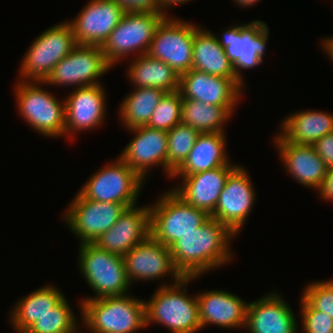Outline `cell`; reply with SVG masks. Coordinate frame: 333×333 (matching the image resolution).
I'll return each instance as SVG.
<instances>
[{
    "label": "cell",
    "instance_id": "1",
    "mask_svg": "<svg viewBox=\"0 0 333 333\" xmlns=\"http://www.w3.org/2000/svg\"><path fill=\"white\" fill-rule=\"evenodd\" d=\"M235 236L226 225L210 217L169 247L175 268L183 277H200L228 264L233 257L230 239Z\"/></svg>",
    "mask_w": 333,
    "mask_h": 333
},
{
    "label": "cell",
    "instance_id": "2",
    "mask_svg": "<svg viewBox=\"0 0 333 333\" xmlns=\"http://www.w3.org/2000/svg\"><path fill=\"white\" fill-rule=\"evenodd\" d=\"M198 277H183L179 282L163 283L145 302L146 328L150 323L165 326L170 333H196L202 329L197 295H187V285Z\"/></svg>",
    "mask_w": 333,
    "mask_h": 333
},
{
    "label": "cell",
    "instance_id": "3",
    "mask_svg": "<svg viewBox=\"0 0 333 333\" xmlns=\"http://www.w3.org/2000/svg\"><path fill=\"white\" fill-rule=\"evenodd\" d=\"M79 304L83 328L90 333H135L146 327L144 300L129 294L86 299Z\"/></svg>",
    "mask_w": 333,
    "mask_h": 333
},
{
    "label": "cell",
    "instance_id": "4",
    "mask_svg": "<svg viewBox=\"0 0 333 333\" xmlns=\"http://www.w3.org/2000/svg\"><path fill=\"white\" fill-rule=\"evenodd\" d=\"M14 87L19 115L39 134L65 137V100L41 88L43 82L17 80Z\"/></svg>",
    "mask_w": 333,
    "mask_h": 333
},
{
    "label": "cell",
    "instance_id": "5",
    "mask_svg": "<svg viewBox=\"0 0 333 333\" xmlns=\"http://www.w3.org/2000/svg\"><path fill=\"white\" fill-rule=\"evenodd\" d=\"M79 246L78 268L95 292V296L80 301L128 294L131 284L126 275L123 256L99 248L94 243Z\"/></svg>",
    "mask_w": 333,
    "mask_h": 333
},
{
    "label": "cell",
    "instance_id": "6",
    "mask_svg": "<svg viewBox=\"0 0 333 333\" xmlns=\"http://www.w3.org/2000/svg\"><path fill=\"white\" fill-rule=\"evenodd\" d=\"M150 236L170 247L183 235L195 231L209 218L205 211L186 203L172 189L149 205Z\"/></svg>",
    "mask_w": 333,
    "mask_h": 333
},
{
    "label": "cell",
    "instance_id": "7",
    "mask_svg": "<svg viewBox=\"0 0 333 333\" xmlns=\"http://www.w3.org/2000/svg\"><path fill=\"white\" fill-rule=\"evenodd\" d=\"M31 44L19 67L21 81L44 82L55 65L77 45L68 21L46 29Z\"/></svg>",
    "mask_w": 333,
    "mask_h": 333
},
{
    "label": "cell",
    "instance_id": "8",
    "mask_svg": "<svg viewBox=\"0 0 333 333\" xmlns=\"http://www.w3.org/2000/svg\"><path fill=\"white\" fill-rule=\"evenodd\" d=\"M166 15L154 12H125L102 45L107 62L114 67L127 55L147 54L156 27Z\"/></svg>",
    "mask_w": 333,
    "mask_h": 333
},
{
    "label": "cell",
    "instance_id": "9",
    "mask_svg": "<svg viewBox=\"0 0 333 333\" xmlns=\"http://www.w3.org/2000/svg\"><path fill=\"white\" fill-rule=\"evenodd\" d=\"M116 159L92 174L78 192L90 200L135 206L145 180L120 157Z\"/></svg>",
    "mask_w": 333,
    "mask_h": 333
},
{
    "label": "cell",
    "instance_id": "10",
    "mask_svg": "<svg viewBox=\"0 0 333 333\" xmlns=\"http://www.w3.org/2000/svg\"><path fill=\"white\" fill-rule=\"evenodd\" d=\"M193 23L165 16L156 27L147 54L168 64L179 76L192 69Z\"/></svg>",
    "mask_w": 333,
    "mask_h": 333
},
{
    "label": "cell",
    "instance_id": "11",
    "mask_svg": "<svg viewBox=\"0 0 333 333\" xmlns=\"http://www.w3.org/2000/svg\"><path fill=\"white\" fill-rule=\"evenodd\" d=\"M269 28L261 20L228 27L221 37L216 36L232 64L236 78L244 85L241 70L252 69L263 63Z\"/></svg>",
    "mask_w": 333,
    "mask_h": 333
},
{
    "label": "cell",
    "instance_id": "12",
    "mask_svg": "<svg viewBox=\"0 0 333 333\" xmlns=\"http://www.w3.org/2000/svg\"><path fill=\"white\" fill-rule=\"evenodd\" d=\"M68 205L63 222L79 238L80 244L94 243L117 222L127 208L121 203L86 199L79 192Z\"/></svg>",
    "mask_w": 333,
    "mask_h": 333
},
{
    "label": "cell",
    "instance_id": "13",
    "mask_svg": "<svg viewBox=\"0 0 333 333\" xmlns=\"http://www.w3.org/2000/svg\"><path fill=\"white\" fill-rule=\"evenodd\" d=\"M110 69L112 66L107 62L101 46L77 44L55 65L43 85H71L74 88L93 86L101 84L99 77Z\"/></svg>",
    "mask_w": 333,
    "mask_h": 333
},
{
    "label": "cell",
    "instance_id": "14",
    "mask_svg": "<svg viewBox=\"0 0 333 333\" xmlns=\"http://www.w3.org/2000/svg\"><path fill=\"white\" fill-rule=\"evenodd\" d=\"M237 78H224L191 69L180 75L179 92L183 99L224 107L232 116L245 88Z\"/></svg>",
    "mask_w": 333,
    "mask_h": 333
},
{
    "label": "cell",
    "instance_id": "15",
    "mask_svg": "<svg viewBox=\"0 0 333 333\" xmlns=\"http://www.w3.org/2000/svg\"><path fill=\"white\" fill-rule=\"evenodd\" d=\"M247 169L237 166L227 178L217 205L210 216L226 225L235 235L241 232L255 203V190Z\"/></svg>",
    "mask_w": 333,
    "mask_h": 333
},
{
    "label": "cell",
    "instance_id": "16",
    "mask_svg": "<svg viewBox=\"0 0 333 333\" xmlns=\"http://www.w3.org/2000/svg\"><path fill=\"white\" fill-rule=\"evenodd\" d=\"M126 275L131 286L133 282L155 281L171 275L174 283L183 276L175 268L169 247L149 236L123 256Z\"/></svg>",
    "mask_w": 333,
    "mask_h": 333
},
{
    "label": "cell",
    "instance_id": "17",
    "mask_svg": "<svg viewBox=\"0 0 333 333\" xmlns=\"http://www.w3.org/2000/svg\"><path fill=\"white\" fill-rule=\"evenodd\" d=\"M125 10L115 0H90L69 24L78 45L101 46L119 24Z\"/></svg>",
    "mask_w": 333,
    "mask_h": 333
},
{
    "label": "cell",
    "instance_id": "18",
    "mask_svg": "<svg viewBox=\"0 0 333 333\" xmlns=\"http://www.w3.org/2000/svg\"><path fill=\"white\" fill-rule=\"evenodd\" d=\"M104 89L102 84L75 88L64 99L66 138L73 140L75 133L96 129L104 123L107 108Z\"/></svg>",
    "mask_w": 333,
    "mask_h": 333
},
{
    "label": "cell",
    "instance_id": "19",
    "mask_svg": "<svg viewBox=\"0 0 333 333\" xmlns=\"http://www.w3.org/2000/svg\"><path fill=\"white\" fill-rule=\"evenodd\" d=\"M135 136L122 150L120 157L144 180L152 167L161 166L167 173V131L147 126L129 129ZM151 167V168H150Z\"/></svg>",
    "mask_w": 333,
    "mask_h": 333
},
{
    "label": "cell",
    "instance_id": "20",
    "mask_svg": "<svg viewBox=\"0 0 333 333\" xmlns=\"http://www.w3.org/2000/svg\"><path fill=\"white\" fill-rule=\"evenodd\" d=\"M234 164H231L230 160L227 165L209 171L191 175H172L171 179L180 177L182 182L171 189L186 203L211 216L228 175L238 166Z\"/></svg>",
    "mask_w": 333,
    "mask_h": 333
},
{
    "label": "cell",
    "instance_id": "21",
    "mask_svg": "<svg viewBox=\"0 0 333 333\" xmlns=\"http://www.w3.org/2000/svg\"><path fill=\"white\" fill-rule=\"evenodd\" d=\"M274 292L248 302L245 329L249 333H299L297 315L288 302Z\"/></svg>",
    "mask_w": 333,
    "mask_h": 333
},
{
    "label": "cell",
    "instance_id": "22",
    "mask_svg": "<svg viewBox=\"0 0 333 333\" xmlns=\"http://www.w3.org/2000/svg\"><path fill=\"white\" fill-rule=\"evenodd\" d=\"M150 236L149 205L125 209L117 222L95 242L99 248L124 256Z\"/></svg>",
    "mask_w": 333,
    "mask_h": 333
},
{
    "label": "cell",
    "instance_id": "23",
    "mask_svg": "<svg viewBox=\"0 0 333 333\" xmlns=\"http://www.w3.org/2000/svg\"><path fill=\"white\" fill-rule=\"evenodd\" d=\"M279 159L299 184L317 190L326 175L327 167L313 145H301L285 141L279 134L274 138Z\"/></svg>",
    "mask_w": 333,
    "mask_h": 333
},
{
    "label": "cell",
    "instance_id": "24",
    "mask_svg": "<svg viewBox=\"0 0 333 333\" xmlns=\"http://www.w3.org/2000/svg\"><path fill=\"white\" fill-rule=\"evenodd\" d=\"M199 320L202 329L216 325L226 329L245 328L248 303L224 290L197 293Z\"/></svg>",
    "mask_w": 333,
    "mask_h": 333
},
{
    "label": "cell",
    "instance_id": "25",
    "mask_svg": "<svg viewBox=\"0 0 333 333\" xmlns=\"http://www.w3.org/2000/svg\"><path fill=\"white\" fill-rule=\"evenodd\" d=\"M225 132L200 133L185 161L172 175H191L209 171L230 161Z\"/></svg>",
    "mask_w": 333,
    "mask_h": 333
},
{
    "label": "cell",
    "instance_id": "26",
    "mask_svg": "<svg viewBox=\"0 0 333 333\" xmlns=\"http://www.w3.org/2000/svg\"><path fill=\"white\" fill-rule=\"evenodd\" d=\"M282 121L278 134L285 141L295 144L313 145L327 133L333 132V114L326 111L294 112Z\"/></svg>",
    "mask_w": 333,
    "mask_h": 333
},
{
    "label": "cell",
    "instance_id": "27",
    "mask_svg": "<svg viewBox=\"0 0 333 333\" xmlns=\"http://www.w3.org/2000/svg\"><path fill=\"white\" fill-rule=\"evenodd\" d=\"M128 67L127 78L134 88H158L167 93L179 90L180 76L164 61L148 54L135 55Z\"/></svg>",
    "mask_w": 333,
    "mask_h": 333
},
{
    "label": "cell",
    "instance_id": "28",
    "mask_svg": "<svg viewBox=\"0 0 333 333\" xmlns=\"http://www.w3.org/2000/svg\"><path fill=\"white\" fill-rule=\"evenodd\" d=\"M192 69L224 78H236L232 64L216 36L201 26L194 33Z\"/></svg>",
    "mask_w": 333,
    "mask_h": 333
},
{
    "label": "cell",
    "instance_id": "29",
    "mask_svg": "<svg viewBox=\"0 0 333 333\" xmlns=\"http://www.w3.org/2000/svg\"><path fill=\"white\" fill-rule=\"evenodd\" d=\"M60 288L52 285L37 288L20 298L11 308L10 323L14 327L29 329L41 316L53 309L64 297Z\"/></svg>",
    "mask_w": 333,
    "mask_h": 333
},
{
    "label": "cell",
    "instance_id": "30",
    "mask_svg": "<svg viewBox=\"0 0 333 333\" xmlns=\"http://www.w3.org/2000/svg\"><path fill=\"white\" fill-rule=\"evenodd\" d=\"M166 93L158 88H133L119 106L121 123L128 130L147 126L153 111Z\"/></svg>",
    "mask_w": 333,
    "mask_h": 333
},
{
    "label": "cell",
    "instance_id": "31",
    "mask_svg": "<svg viewBox=\"0 0 333 333\" xmlns=\"http://www.w3.org/2000/svg\"><path fill=\"white\" fill-rule=\"evenodd\" d=\"M232 115L222 106L193 99L182 100L181 123L200 133L226 132L224 125Z\"/></svg>",
    "mask_w": 333,
    "mask_h": 333
},
{
    "label": "cell",
    "instance_id": "32",
    "mask_svg": "<svg viewBox=\"0 0 333 333\" xmlns=\"http://www.w3.org/2000/svg\"><path fill=\"white\" fill-rule=\"evenodd\" d=\"M199 135L198 130L182 123L167 131V177L171 178L173 172L185 161Z\"/></svg>",
    "mask_w": 333,
    "mask_h": 333
},
{
    "label": "cell",
    "instance_id": "33",
    "mask_svg": "<svg viewBox=\"0 0 333 333\" xmlns=\"http://www.w3.org/2000/svg\"><path fill=\"white\" fill-rule=\"evenodd\" d=\"M63 298L53 309L40 317L29 330L33 333H70L78 326V318Z\"/></svg>",
    "mask_w": 333,
    "mask_h": 333
},
{
    "label": "cell",
    "instance_id": "34",
    "mask_svg": "<svg viewBox=\"0 0 333 333\" xmlns=\"http://www.w3.org/2000/svg\"><path fill=\"white\" fill-rule=\"evenodd\" d=\"M182 100L179 91L166 93L153 111L147 127L169 131L180 124Z\"/></svg>",
    "mask_w": 333,
    "mask_h": 333
},
{
    "label": "cell",
    "instance_id": "35",
    "mask_svg": "<svg viewBox=\"0 0 333 333\" xmlns=\"http://www.w3.org/2000/svg\"><path fill=\"white\" fill-rule=\"evenodd\" d=\"M301 297L314 309L333 319V279L310 282Z\"/></svg>",
    "mask_w": 333,
    "mask_h": 333
},
{
    "label": "cell",
    "instance_id": "36",
    "mask_svg": "<svg viewBox=\"0 0 333 333\" xmlns=\"http://www.w3.org/2000/svg\"><path fill=\"white\" fill-rule=\"evenodd\" d=\"M301 323L302 331L305 333H333V319L319 310H314L302 297Z\"/></svg>",
    "mask_w": 333,
    "mask_h": 333
},
{
    "label": "cell",
    "instance_id": "37",
    "mask_svg": "<svg viewBox=\"0 0 333 333\" xmlns=\"http://www.w3.org/2000/svg\"><path fill=\"white\" fill-rule=\"evenodd\" d=\"M126 12H154L163 13L161 11L160 0H115Z\"/></svg>",
    "mask_w": 333,
    "mask_h": 333
},
{
    "label": "cell",
    "instance_id": "38",
    "mask_svg": "<svg viewBox=\"0 0 333 333\" xmlns=\"http://www.w3.org/2000/svg\"><path fill=\"white\" fill-rule=\"evenodd\" d=\"M316 153L325 162L327 168L333 167V132L327 133L313 144Z\"/></svg>",
    "mask_w": 333,
    "mask_h": 333
},
{
    "label": "cell",
    "instance_id": "39",
    "mask_svg": "<svg viewBox=\"0 0 333 333\" xmlns=\"http://www.w3.org/2000/svg\"><path fill=\"white\" fill-rule=\"evenodd\" d=\"M316 191L321 199L333 202V167L327 168L323 182Z\"/></svg>",
    "mask_w": 333,
    "mask_h": 333
},
{
    "label": "cell",
    "instance_id": "40",
    "mask_svg": "<svg viewBox=\"0 0 333 333\" xmlns=\"http://www.w3.org/2000/svg\"><path fill=\"white\" fill-rule=\"evenodd\" d=\"M161 1V11L166 15H170V14H167V8L169 7H174L176 5H183L184 3L186 2H189L191 0H160ZM167 7V8H166Z\"/></svg>",
    "mask_w": 333,
    "mask_h": 333
},
{
    "label": "cell",
    "instance_id": "41",
    "mask_svg": "<svg viewBox=\"0 0 333 333\" xmlns=\"http://www.w3.org/2000/svg\"><path fill=\"white\" fill-rule=\"evenodd\" d=\"M321 45L323 47V50L325 51V53L328 55V57H330V59H332L333 61V37H328L324 40L321 39Z\"/></svg>",
    "mask_w": 333,
    "mask_h": 333
},
{
    "label": "cell",
    "instance_id": "42",
    "mask_svg": "<svg viewBox=\"0 0 333 333\" xmlns=\"http://www.w3.org/2000/svg\"><path fill=\"white\" fill-rule=\"evenodd\" d=\"M235 3H237V6L243 7H250L258 3L260 0H233Z\"/></svg>",
    "mask_w": 333,
    "mask_h": 333
},
{
    "label": "cell",
    "instance_id": "43",
    "mask_svg": "<svg viewBox=\"0 0 333 333\" xmlns=\"http://www.w3.org/2000/svg\"><path fill=\"white\" fill-rule=\"evenodd\" d=\"M13 329L17 332V333H33L31 332L29 329H21V328H17L13 326Z\"/></svg>",
    "mask_w": 333,
    "mask_h": 333
},
{
    "label": "cell",
    "instance_id": "44",
    "mask_svg": "<svg viewBox=\"0 0 333 333\" xmlns=\"http://www.w3.org/2000/svg\"><path fill=\"white\" fill-rule=\"evenodd\" d=\"M78 327H76L72 332H70V333H81L80 331H79V328L77 329ZM78 330V331H77ZM83 333V332H82ZM86 333V332H85ZM90 333V332H89Z\"/></svg>",
    "mask_w": 333,
    "mask_h": 333
}]
</instances>
